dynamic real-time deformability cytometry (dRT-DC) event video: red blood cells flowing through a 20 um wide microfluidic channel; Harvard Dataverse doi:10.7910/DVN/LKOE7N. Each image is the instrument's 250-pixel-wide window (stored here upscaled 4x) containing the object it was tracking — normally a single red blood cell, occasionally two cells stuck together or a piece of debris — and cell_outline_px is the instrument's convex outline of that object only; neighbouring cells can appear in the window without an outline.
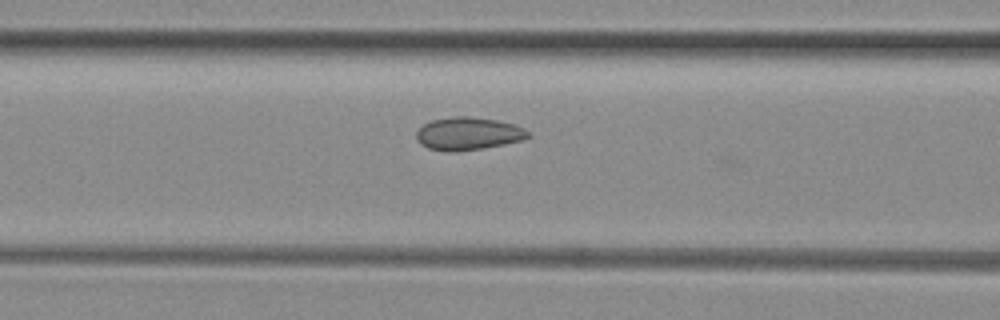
{"species": "common noctule bat (a hibernating species)", "species_latin": "Nyctalus noctula", "temperature_condition": "room temperature", "stored_images_in_passage": 10, "camera_frame_rate_fps": 3000, "um_per_image_px": 0.085, "animal": {"sex": "female", "body_mass_g": 29.2, "forearm_length_mm": 56.3}, "frame": {"image": 1, "passage_image": 8, "time_ms": 2.333, "image_size_px": [1000, 320], "cell_outline_px": [[528, 136], [520, 140], [504, 144], [456, 152], [448, 152], [428, 148], [420, 144], [416, 140], [416, 132], [424, 124], [432, 120], [456, 116], [468, 116], [496, 120], [512, 124], [524, 128], [528, 132]], "centroid_in_image_um": [39.73, 11.36], "position_along_channel_um": 126.9, "area_um2": 21.1}}